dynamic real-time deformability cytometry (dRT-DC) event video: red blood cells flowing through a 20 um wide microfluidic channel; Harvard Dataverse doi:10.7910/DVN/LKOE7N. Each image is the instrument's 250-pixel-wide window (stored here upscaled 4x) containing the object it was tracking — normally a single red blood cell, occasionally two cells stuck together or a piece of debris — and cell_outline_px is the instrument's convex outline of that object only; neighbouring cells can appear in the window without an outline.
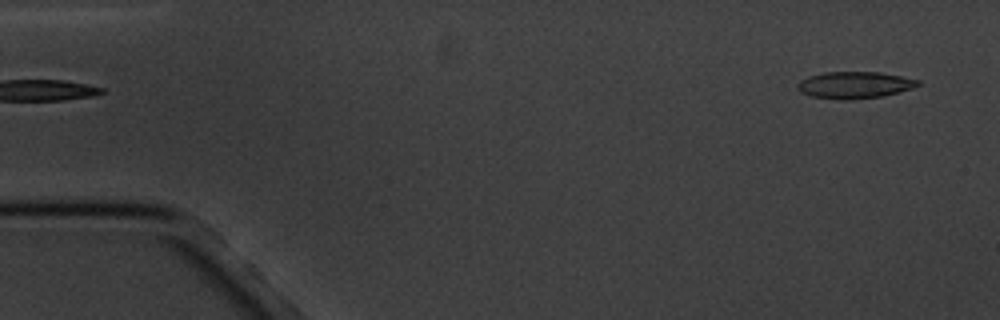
{"species": "common noctule bat (a hibernating species)", "species_latin": "Nyctalus noctula", "temperature_condition": "cold", "stored_images_in_passage": 11, "camera_frame_rate_fps": 3000, "um_per_image_px": 0.085, "animal": {"sex": "male", "body_mass_g": 20.1, "forearm_length_mm": 53.5}, "frame": {"image": 1, "passage_image": 1, "time_ms": 0.0, "image_size_px": [1000, 320], "cell_outline_px": [[920, 84], [912, 88], [880, 96], [852, 100], [840, 100], [812, 96], [800, 92], [796, 88], [796, 84], [800, 80], [808, 76], [824, 72], [880, 72], [920, 80]], "centroid_in_image_um": [72.58, 7.22], "position_along_channel_um": 12.4, "area_um2": 18.79}}
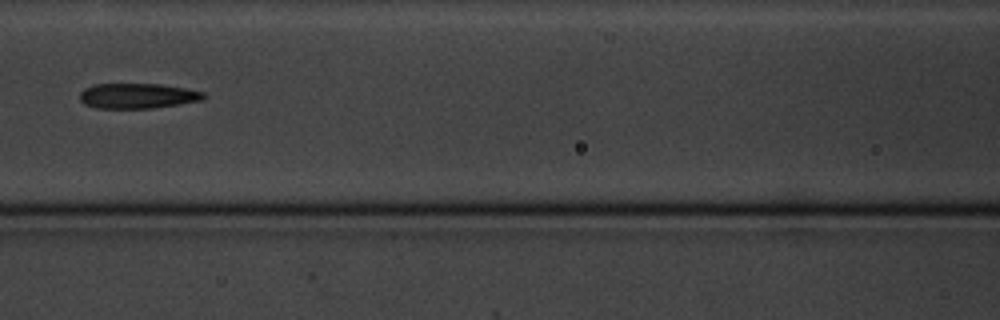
{"frame": {"image": 2, "passage_image": 7, "time_ms": 7.333, "image_size_px": [1000, 320], "cell_outline_px": [[208, 96], [204, 100], [180, 104], [152, 108], [96, 108], [84, 104], [80, 100], [80, 92], [84, 88], [92, 84], [160, 84], [188, 88], [204, 92]], "centroid_in_image_um": [11.73, 8.14], "position_along_channel_um": 154.9, "area_um2": 18.44}}
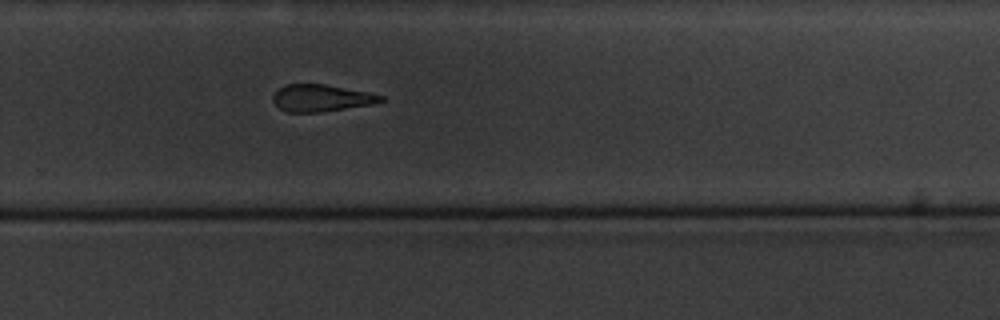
{"frame": {"image": 3, "passage_image": 11, "time_ms": 11.667, "image_size_px": [1000, 320], "cell_outline_px": [[388, 100], [372, 104], [320, 112], [288, 112], [280, 108], [272, 100], [272, 96], [284, 84], [324, 84], [368, 92], [384, 96]], "centroid_in_image_um": [27.33, 8.33], "position_along_channel_um": 302.5, "area_um2": 16.88}}